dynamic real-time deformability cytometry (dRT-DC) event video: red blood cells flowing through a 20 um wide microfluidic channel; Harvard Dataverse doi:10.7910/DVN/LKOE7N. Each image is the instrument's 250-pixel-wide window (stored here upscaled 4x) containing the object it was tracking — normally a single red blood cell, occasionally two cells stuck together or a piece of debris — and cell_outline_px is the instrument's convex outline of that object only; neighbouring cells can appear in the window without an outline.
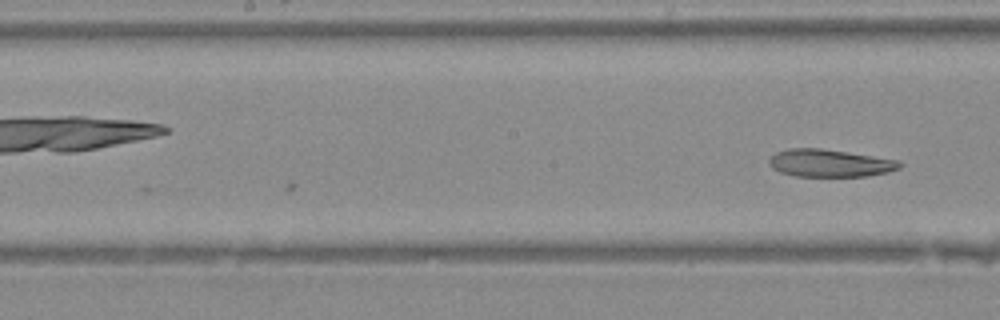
{"species": "Egyptian fruit bat (a non-hibernating species)", "species_latin": "Rousettus aegyptiacus", "temperature_condition": "warm", "stored_images_in_passage": 12, "camera_frame_rate_fps": 3000, "um_per_image_px": 0.085, "animal": {"sex": "female"}, "frame": {"image": 1, "passage_image": 12, "time_ms": 3.667, "image_size_px": [1000, 320], "cell_outline_px": [[904, 164], [900, 168], [888, 172], [868, 176], [796, 176], [780, 172], [772, 168], [768, 164], [768, 160], [776, 152], [788, 148], [820, 148], [848, 152], [900, 160]], "centroid_in_image_um": [70.55, 13.86], "position_along_channel_um": 177.6, "area_um2": 21.1}}